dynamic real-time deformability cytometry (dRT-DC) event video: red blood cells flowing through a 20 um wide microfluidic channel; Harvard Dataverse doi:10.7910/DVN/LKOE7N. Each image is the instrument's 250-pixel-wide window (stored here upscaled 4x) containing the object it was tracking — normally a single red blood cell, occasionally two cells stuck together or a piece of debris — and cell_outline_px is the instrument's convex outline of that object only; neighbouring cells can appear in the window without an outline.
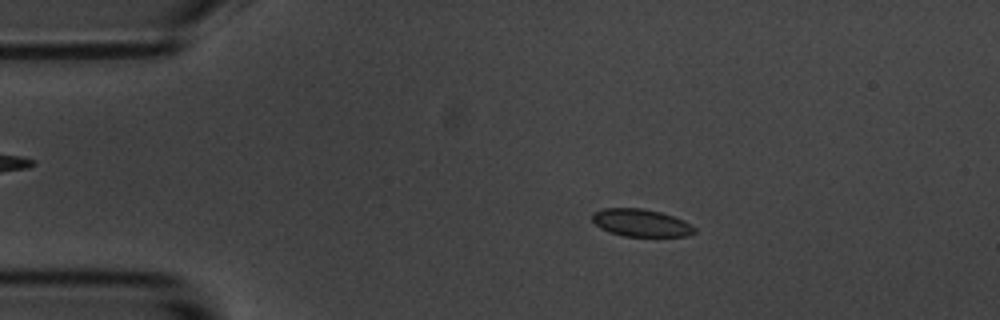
{"species": "common noctule bat (a hibernating species)", "species_latin": "Nyctalus noctula", "temperature_condition": "room temperature", "stored_images_in_passage": 55, "camera_frame_rate_fps": 3000, "um_per_image_px": 0.085, "animal": {"sex": "male", "body_mass_g": 20.1, "forearm_length_mm": 53.5}, "frame": {"image": 1, "passage_image": 10, "time_ms": 3.0, "image_size_px": [1000, 320], "cell_outline_px": [[696, 232], [688, 236], [624, 236], [608, 232], [600, 228], [592, 220], [592, 212], [604, 208], [644, 208], [660, 212], [684, 220], [692, 224], [696, 228]], "centroid_in_image_um": [54.49, 18.94], "position_along_channel_um": 30.5, "area_um2": 16.53}}
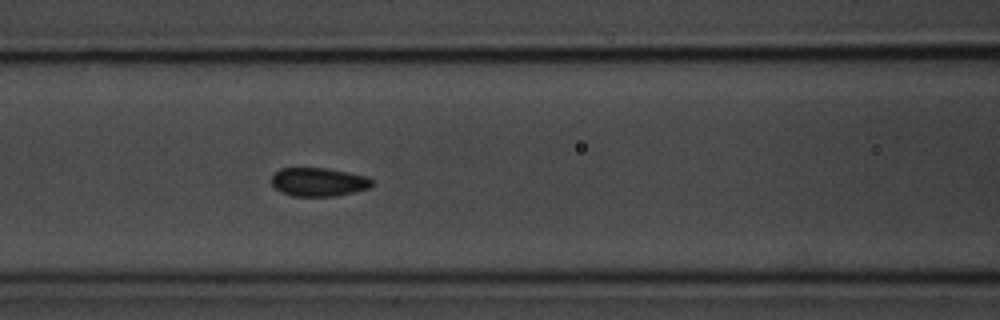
{"frame": {"image": 2, "passage_image": 23, "time_ms": 7.333, "image_size_px": [1000, 320], "cell_outline_px": [[372, 184], [368, 188], [336, 196], [292, 196], [280, 192], [272, 184], [272, 176], [280, 168], [324, 168], [348, 172], [368, 176], [372, 180]], "centroid_in_image_um": [27.06, 15.47], "position_along_channel_um": 139.5, "area_um2": 16.65}}
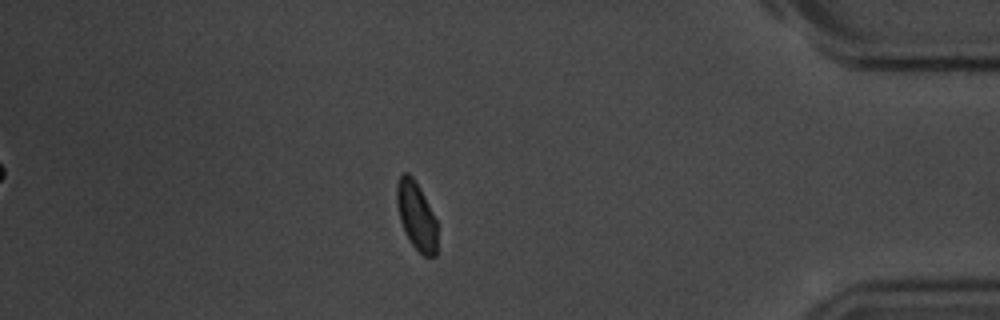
{"frame": {"image": 3, "passage_image": 48, "time_ms": 15.667, "image_size_px": [1000, 320], "cell_outline_px": [[436, 256], [424, 256], [412, 244], [400, 220], [396, 204], [396, 184], [400, 176], [404, 172], [408, 172], [412, 176], [420, 188], [436, 220]], "centroid_in_image_um": [35.37, 18.3], "position_along_channel_um": 399.8, "area_um2": 15.78}, "authors_computed_cell_mechanics": {"area_um2": 16.8198, "velocity_mm_per_s": 3.5884, "shape_relaxation_time_tau1_ms": null, "shape_relaxation_time_tau2_ms": 0.9575, "deformation_change_tau1": null, "deformation_change_tau2": 0.0631}}